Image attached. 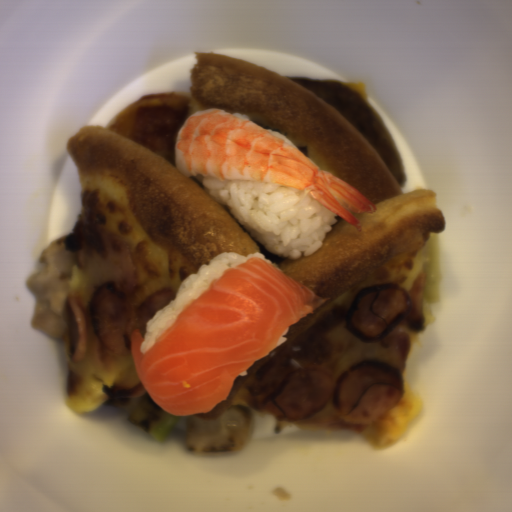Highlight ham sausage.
Instances as JSON below:
<instances>
[{
	"label": "ham sausage",
	"mask_w": 512,
	"mask_h": 512,
	"mask_svg": "<svg viewBox=\"0 0 512 512\" xmlns=\"http://www.w3.org/2000/svg\"><path fill=\"white\" fill-rule=\"evenodd\" d=\"M401 371L390 363H358L340 377L320 364L301 365L272 391L269 404L288 420L301 421L335 406L342 420L371 425L381 420L403 398Z\"/></svg>",
	"instance_id": "obj_1"
},
{
	"label": "ham sausage",
	"mask_w": 512,
	"mask_h": 512,
	"mask_svg": "<svg viewBox=\"0 0 512 512\" xmlns=\"http://www.w3.org/2000/svg\"><path fill=\"white\" fill-rule=\"evenodd\" d=\"M76 242L75 264L99 287L107 282L130 288L134 269L126 238L104 226L79 221L71 233Z\"/></svg>",
	"instance_id": "obj_2"
},
{
	"label": "ham sausage",
	"mask_w": 512,
	"mask_h": 512,
	"mask_svg": "<svg viewBox=\"0 0 512 512\" xmlns=\"http://www.w3.org/2000/svg\"><path fill=\"white\" fill-rule=\"evenodd\" d=\"M411 311V298L391 283H371L350 302L345 327L358 341L375 344L397 330Z\"/></svg>",
	"instance_id": "obj_3"
},
{
	"label": "ham sausage",
	"mask_w": 512,
	"mask_h": 512,
	"mask_svg": "<svg viewBox=\"0 0 512 512\" xmlns=\"http://www.w3.org/2000/svg\"><path fill=\"white\" fill-rule=\"evenodd\" d=\"M63 319L66 331V355L74 361L84 358L86 336L81 309L72 299L64 300Z\"/></svg>",
	"instance_id": "obj_4"
}]
</instances>
